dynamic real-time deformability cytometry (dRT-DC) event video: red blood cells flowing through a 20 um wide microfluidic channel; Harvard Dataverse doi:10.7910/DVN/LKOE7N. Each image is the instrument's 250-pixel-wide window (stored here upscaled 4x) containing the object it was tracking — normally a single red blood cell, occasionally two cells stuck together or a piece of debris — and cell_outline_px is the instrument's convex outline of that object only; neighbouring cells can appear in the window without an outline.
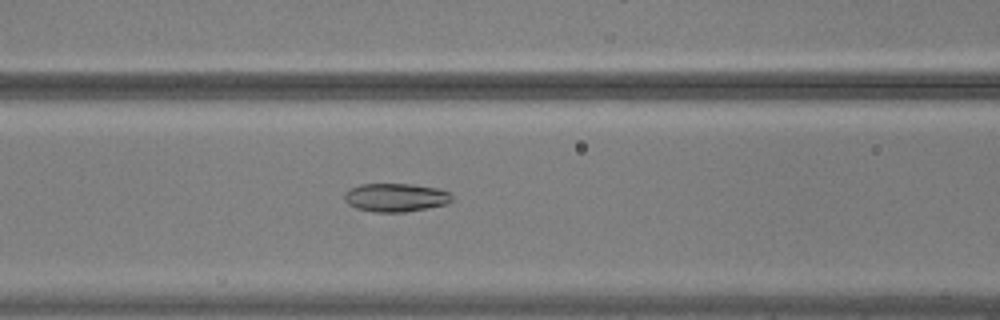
{"species": "common noctule bat (a hibernating species)", "species_latin": "Nyctalus noctula", "temperature_condition": "warm", "stored_images_in_passage": 56, "camera_frame_rate_fps": 3000, "um_per_image_px": 0.085, "animal": {"sex": "male", "body_mass_g": 20.5, "forearm_length_mm": 52.5}, "frame": {"image": 1, "passage_image": 25, "time_ms": 8.0, "image_size_px": [1000, 320], "cell_outline_px": [[452, 200], [448, 204], [404, 212], [376, 212], [356, 208], [348, 204], [344, 200], [344, 192], [360, 184], [412, 184], [436, 188], [452, 192]], "centroid_in_image_um": [33.64, 16.78], "position_along_channel_um": 133.0, "area_um2": 17.86}}
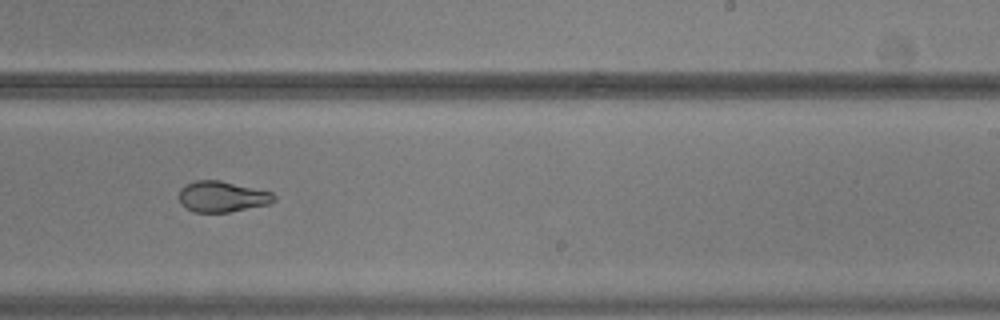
{"frame": {"image": 2, "passage_image": 36, "time_ms": 11.667, "image_size_px": [1000, 320], "cell_outline_px": [[276, 200], [268, 204], [228, 212], [192, 212], [184, 208], [180, 204], [180, 188], [196, 180], [220, 180], [272, 192], [276, 196]], "centroid_in_image_um": [18.87, 16.72], "position_along_channel_um": 270.1, "area_um2": 17.05}}
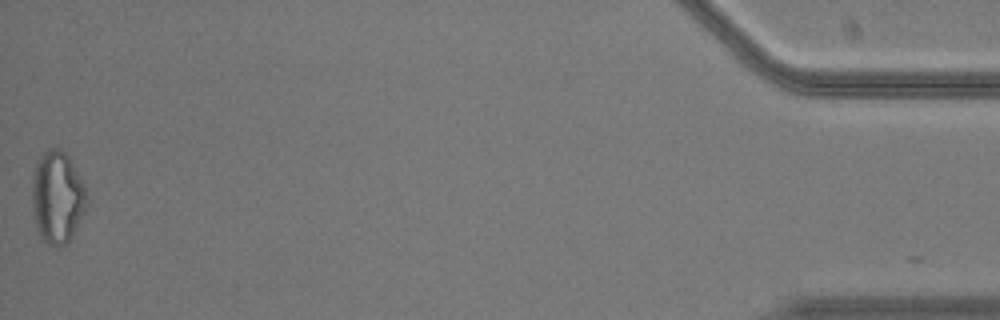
{"frame": {"image": 3, "passage_image": 56, "time_ms": 18.333, "image_size_px": [1000, 320], "cell_outline_px": [[88, 204], [68, 244], [60, 248], [56, 248], [40, 240], [36, 224], [32, 204], [32, 176], [36, 164], [40, 156], [48, 148], [60, 148], [68, 156], [84, 184], [88, 196]], "centroid_in_image_um": [4.87, 16.81], "position_along_channel_um": 430.3, "area_um2": 29.77}, "authors_computed_cell_mechanics": {"area_um2": 21.7328, "velocity_mm_per_s": 3.7456, "shape_relaxation_time_tau1_ms": null, "shape_relaxation_time_tau2_ms": 2.4004, "deformation_change_tau1": null, "deformation_change_tau2": 0.0781}}